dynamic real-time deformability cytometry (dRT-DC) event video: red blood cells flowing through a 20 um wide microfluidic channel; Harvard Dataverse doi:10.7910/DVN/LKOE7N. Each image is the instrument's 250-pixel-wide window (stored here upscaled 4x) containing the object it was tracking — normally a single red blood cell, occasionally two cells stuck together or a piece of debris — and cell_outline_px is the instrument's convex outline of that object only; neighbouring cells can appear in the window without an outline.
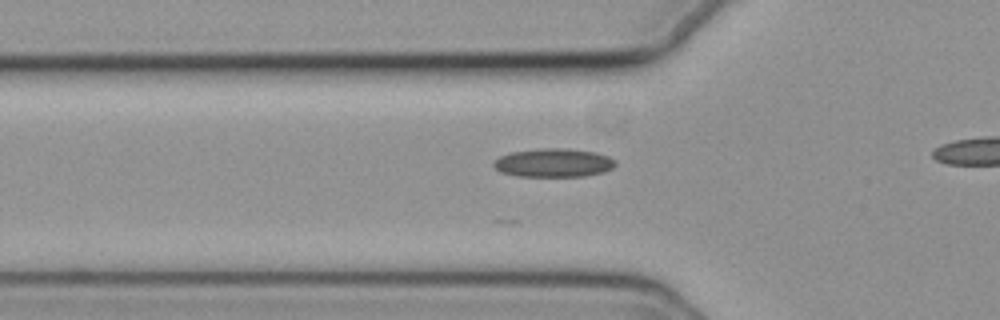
{"species": "common noctule bat (a hibernating species)", "species_latin": "Nyctalus noctula", "temperature_condition": "cold", "stored_images_in_passage": 14, "camera_frame_rate_fps": 3000, "um_per_image_px": 0.085, "animal": {"sex": "female", "body_mass_g": 19.3, "forearm_length_mm": 54.1}, "frame": {"image": 1, "passage_image": 5, "time_ms": 1.333, "image_size_px": [1000, 320], "cell_outline_px": [[616, 164], [612, 168], [604, 172], [584, 176], [516, 176], [500, 172], [492, 164], [500, 156], [512, 152], [540, 148], [564, 148], [596, 152], [608, 156], [616, 160]], "centroid_in_image_um": [47.07, 13.83], "position_along_channel_um": 78.7, "area_um2": 20.29}}
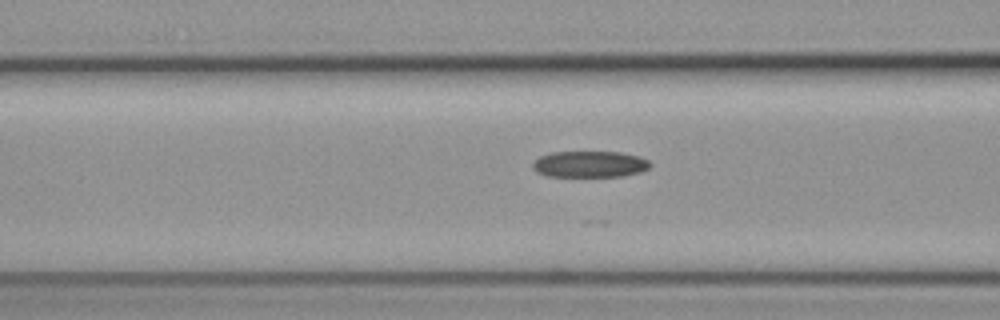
{"frame": {"image": 2, "passage_image": 8, "time_ms": 2.333, "image_size_px": [1000, 320], "cell_outline_px": [[652, 164], [648, 168], [640, 172], [624, 176], [548, 176], [536, 172], [532, 168], [532, 164], [540, 156], [552, 152], [620, 152], [640, 156], [648, 160]], "centroid_in_image_um": [50.14, 13.95], "position_along_channel_um": 116.5, "area_um2": 18.03}}
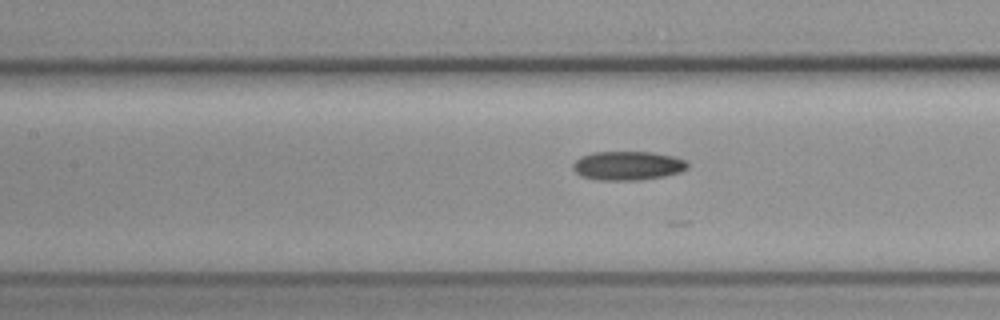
{"frame": {"image": 3, "passage_image": 11, "time_ms": 3.333, "image_size_px": [1000, 320], "cell_outline_px": [[688, 168], [680, 172], [664, 176], [640, 180], [600, 180], [580, 176], [572, 168], [572, 164], [580, 156], [592, 152], [652, 152], [676, 156], [688, 160]], "centroid_in_image_um": [53.38, 14.07], "position_along_channel_um": 154.0, "area_um2": 19.59}}